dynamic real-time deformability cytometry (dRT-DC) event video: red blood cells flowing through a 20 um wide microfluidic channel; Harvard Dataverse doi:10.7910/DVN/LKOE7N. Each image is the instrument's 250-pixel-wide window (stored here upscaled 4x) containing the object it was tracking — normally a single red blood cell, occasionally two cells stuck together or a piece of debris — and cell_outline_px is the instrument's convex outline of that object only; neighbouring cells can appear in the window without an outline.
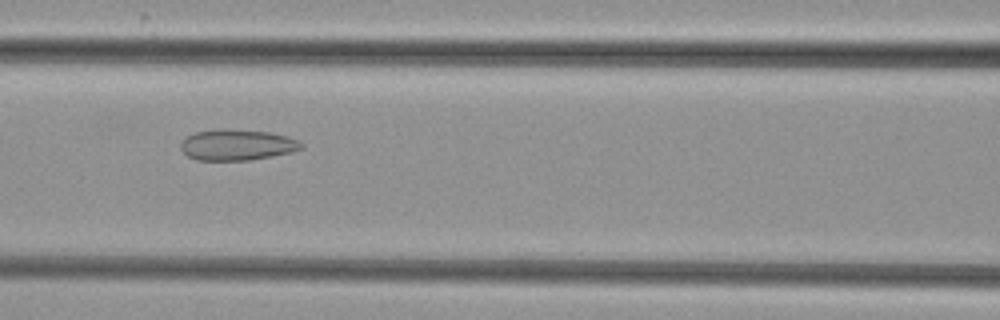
{"species": "common noctule bat (a hibernating species)", "species_latin": "Nyctalus noctula", "temperature_condition": "cold", "stored_images_in_passage": 6, "camera_frame_rate_fps": 3000, "um_per_image_px": 0.085, "animal": {"sex": "female", "body_mass_g": 29.2, "forearm_length_mm": 56.3}, "frame": {"image": 1, "passage_image": 4, "time_ms": 3.667, "image_size_px": [1000, 320], "cell_outline_px": [[304, 148], [292, 152], [272, 156], [248, 160], [196, 160], [188, 156], [180, 148], [180, 144], [188, 136], [196, 132], [268, 132], [288, 136], [300, 140], [304, 144]], "centroid_in_image_um": [20.23, 12.37], "position_along_channel_um": 146.4, "area_um2": 20.75}}
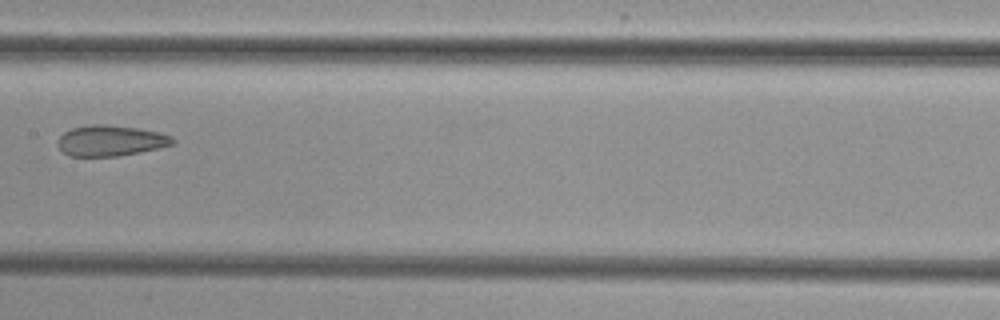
{"frame": {"image": 2, "passage_image": 5, "time_ms": 5.0, "image_size_px": [1000, 320], "cell_outline_px": [[176, 140], [172, 144], [156, 148], [116, 156], [68, 156], [56, 144], [56, 140], [64, 132], [72, 128], [88, 124], [104, 124], [140, 128], [172, 136]], "centroid_in_image_um": [9.34, 11.94], "position_along_channel_um": 198.1, "area_um2": 20.46}}
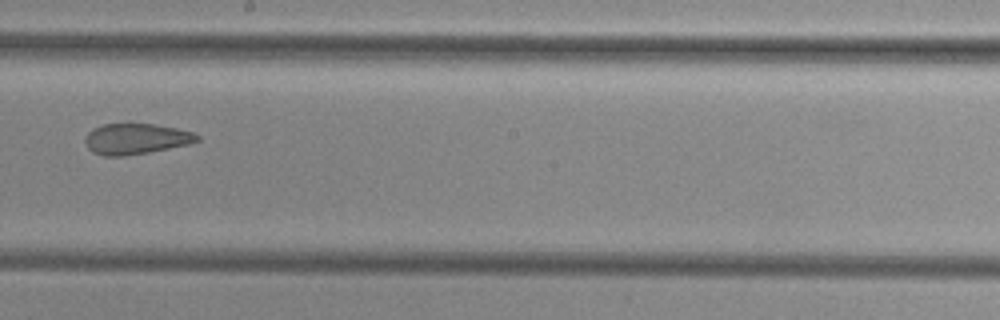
{"frame": {"image": 3, "passage_image": 6, "time_ms": 6.0, "image_size_px": [1000, 320], "cell_outline_px": [[200, 140], [188, 144], [148, 152], [124, 156], [104, 156], [92, 152], [88, 148], [84, 140], [88, 132], [92, 128], [104, 124], [156, 124], [176, 128], [192, 132], [200, 136]], "centroid_in_image_um": [11.53, 11.8], "position_along_channel_um": 236.7, "area_um2": 20.0}}